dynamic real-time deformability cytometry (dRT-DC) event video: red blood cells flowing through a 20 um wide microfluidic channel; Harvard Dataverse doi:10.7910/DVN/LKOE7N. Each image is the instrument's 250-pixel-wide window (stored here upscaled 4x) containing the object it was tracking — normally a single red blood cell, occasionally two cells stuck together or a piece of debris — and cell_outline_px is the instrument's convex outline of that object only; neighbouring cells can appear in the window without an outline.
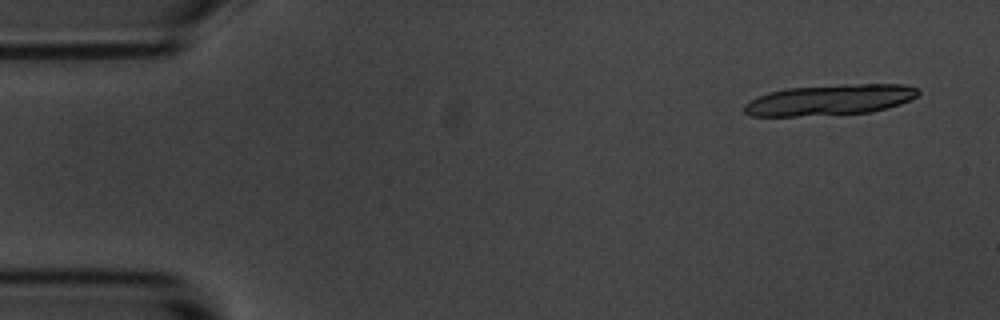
{"species": "common noctule bat (a hibernating species)", "species_latin": "Nyctalus noctula", "temperature_condition": "room temperature", "stored_images_in_passage": 8, "camera_frame_rate_fps": 3000, "um_per_image_px": 0.085, "animal": {"sex": "male", "body_mass_g": 20.1, "forearm_length_mm": 53.5}, "frame": {"image": 1, "passage_image": 1, "time_ms": 0.0, "image_size_px": [1000, 320], "cell_outline_px": [[920, 92], [916, 96], [900, 104], [872, 112], [796, 116], [752, 116], [744, 112], [744, 104], [768, 92], [784, 88], [840, 84], [904, 84], [916, 88]], "centroid_in_image_um": [70.53, 8.48], "position_along_channel_um": 14.5, "area_um2": 31.1}}
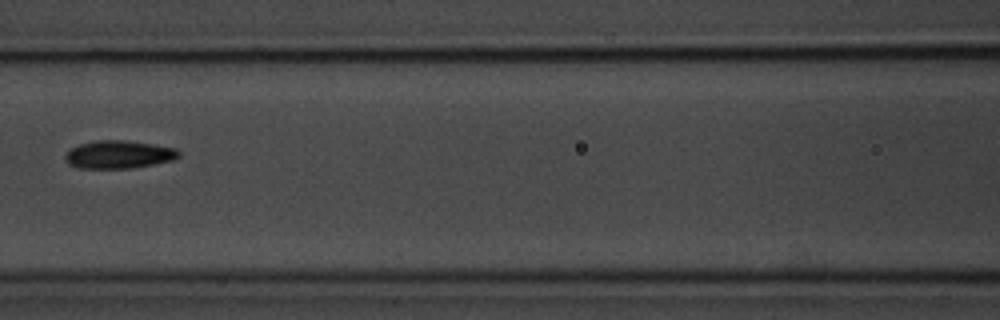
{"frame": {"image": 2, "passage_image": 7, "time_ms": 7.0, "image_size_px": [1000, 320], "cell_outline_px": [[180, 156], [172, 160], [132, 168], [76, 168], [68, 164], [64, 156], [72, 148], [80, 144], [96, 140], [124, 140], [152, 144], [176, 148], [180, 152]], "centroid_in_image_um": [10.08, 13.13], "position_along_channel_um": 156.5, "area_um2": 18.38}}
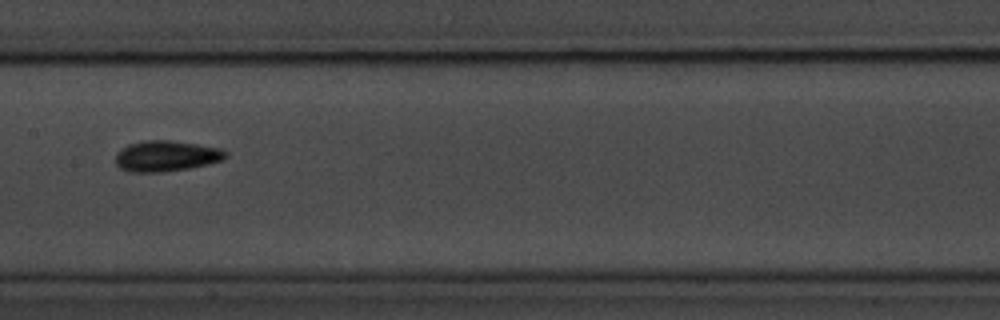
{"frame": {"image": 3, "passage_image": 8, "time_ms": 8.0, "image_size_px": [1000, 320], "cell_outline_px": [[228, 152], [220, 160], [208, 164], [188, 168], [160, 172], [128, 172], [120, 168], [116, 164], [116, 152], [128, 144], [144, 140], [168, 140], [196, 144], [220, 148]], "centroid_in_image_um": [14.07, 13.26], "position_along_channel_um": 193.3, "area_um2": 19.59}}